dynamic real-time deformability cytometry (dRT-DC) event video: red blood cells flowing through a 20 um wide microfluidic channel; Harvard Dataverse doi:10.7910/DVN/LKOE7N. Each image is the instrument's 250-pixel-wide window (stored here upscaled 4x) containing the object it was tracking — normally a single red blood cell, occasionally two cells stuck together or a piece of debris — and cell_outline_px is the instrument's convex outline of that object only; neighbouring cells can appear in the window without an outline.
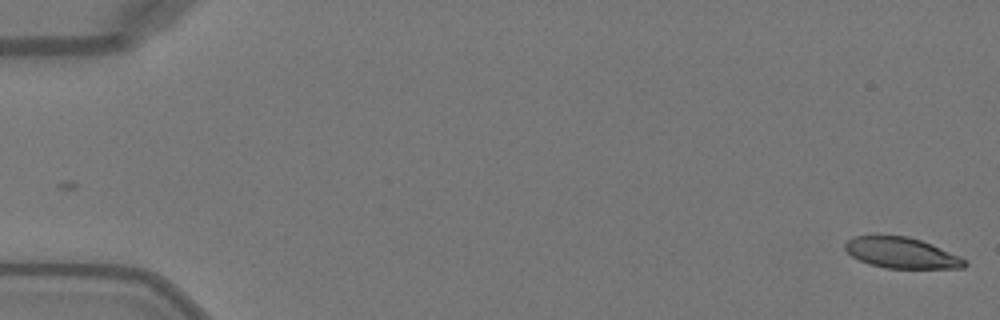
{"species": "Egyptian fruit bat (a non-hibernating species)", "species_latin": "Rousettus aegyptiacus", "temperature_condition": "warm", "stored_images_in_passage": 14, "camera_frame_rate_fps": 3000, "um_per_image_px": 0.085, "animal": {"sex": "female"}, "frame": {"image": 1, "passage_image": 1, "time_ms": 0.0, "image_size_px": [1000, 320], "cell_outline_px": [[948, 264], [932, 268], [900, 268], [880, 264], [868, 260], [884, 236], [896, 236], [916, 240], [936, 248], [940, 252]], "centroid_in_image_um": [77.07, 21.58], "position_along_channel_um": 7.9, "area_um2": 12.95}}
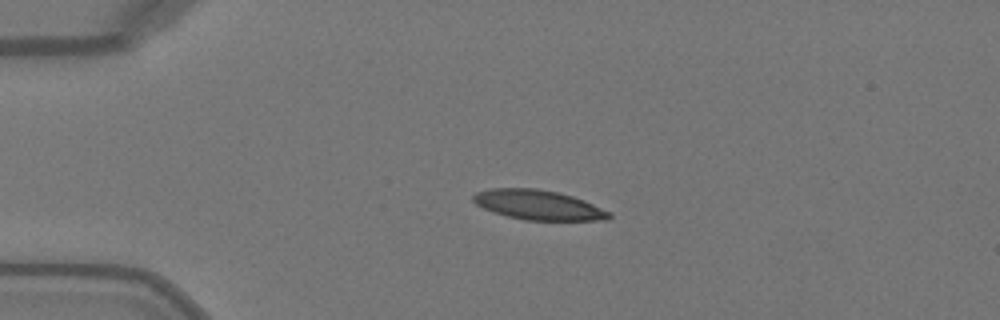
{"frame": {"image": 2, "passage_image": 12, "time_ms": 3.667, "image_size_px": [1000, 320], "cell_outline_px": [[604, 216], [576, 220], [544, 220], [520, 216], [504, 212], [496, 208], [568, 200], [576, 200], [600, 212]], "centroid_in_image_um": [47.12, 17.92], "position_along_channel_um": 37.9, "area_um2": 10.06}}